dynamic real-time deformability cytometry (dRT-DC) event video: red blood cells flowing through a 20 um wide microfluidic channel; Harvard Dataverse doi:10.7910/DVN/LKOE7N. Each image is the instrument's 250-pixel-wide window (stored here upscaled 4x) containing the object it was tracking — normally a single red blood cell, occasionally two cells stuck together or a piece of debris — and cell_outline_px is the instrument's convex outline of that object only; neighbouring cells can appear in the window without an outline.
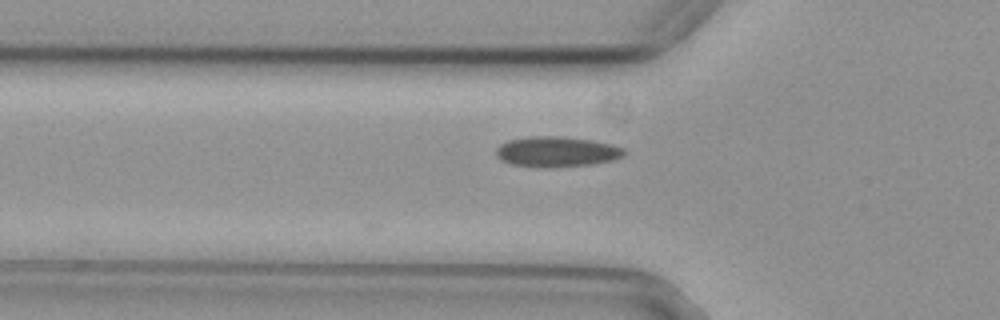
{"species": "common noctule bat (a hibernating species)", "species_latin": "Nyctalus noctula", "temperature_condition": "cold", "stored_images_in_passage": 26, "camera_frame_rate_fps": 3000, "um_per_image_px": 0.085, "animal": {"sex": "female", "body_mass_g": 29.2, "forearm_length_mm": 56.3}, "frame": {"image": 1, "passage_image": 2, "time_ms": 0.333, "image_size_px": [1000, 320], "cell_outline_px": [[628, 152], [624, 156], [612, 160], [592, 164], [552, 168], [548, 168], [512, 164], [496, 156], [496, 148], [500, 144], [508, 140], [528, 136], [556, 136], [592, 140], [612, 144], [624, 148]], "centroid_in_image_um": [47.35, 12.89], "position_along_channel_um": 78.5, "area_um2": 22.77}}
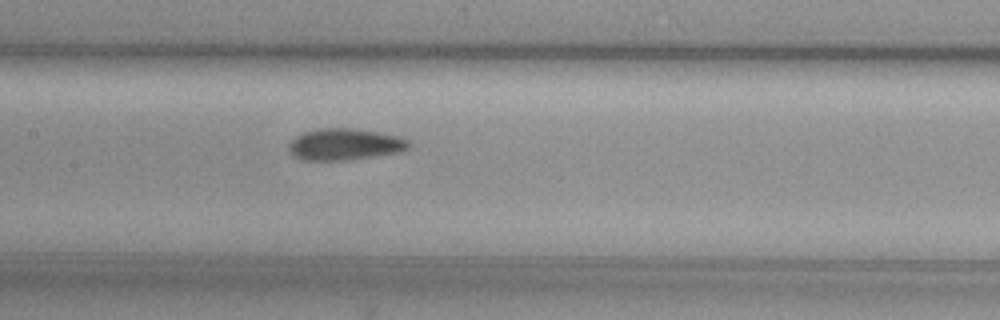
{"frame": {"image": 2, "passage_image": 10, "time_ms": 3.0, "image_size_px": [1000, 320], "cell_outline_px": [[412, 144], [408, 148], [400, 152], [352, 160], [300, 160], [292, 156], [288, 152], [288, 144], [296, 136], [304, 132], [320, 128], [352, 128], [376, 132], [396, 136], [408, 140]], "centroid_in_image_um": [29.27, 12.28], "position_along_channel_um": 178.1, "area_um2": 22.25}}
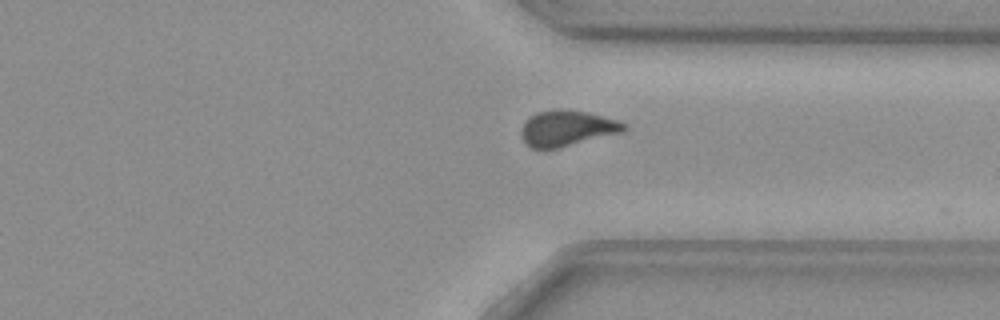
{"frame": {"image": 3, "passage_image": 25, "time_ms": 8.0, "image_size_px": [1000, 320], "cell_outline_px": [[628, 128], [624, 132], [560, 148], [532, 148], [524, 140], [520, 132], [528, 116], [536, 112], [560, 108], [588, 112], [616, 120], [624, 124]], "centroid_in_image_um": [48.21, 10.89], "position_along_channel_um": 363.2, "area_um2": 21.44}}